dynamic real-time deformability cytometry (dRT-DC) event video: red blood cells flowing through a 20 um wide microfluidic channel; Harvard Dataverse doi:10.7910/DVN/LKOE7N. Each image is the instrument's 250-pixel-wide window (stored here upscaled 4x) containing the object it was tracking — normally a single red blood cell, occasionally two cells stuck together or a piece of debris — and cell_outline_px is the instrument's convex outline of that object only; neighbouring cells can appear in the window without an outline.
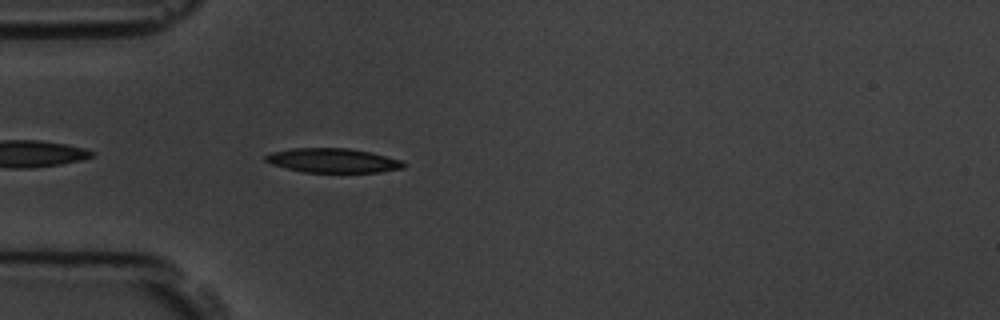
{"species": "common noctule bat (a hibernating species)", "species_latin": "Nyctalus noctula", "temperature_condition": "room temperature", "stored_images_in_passage": 4, "camera_frame_rate_fps": 3000, "um_per_image_px": 0.085, "animal": {"sex": "male", "body_mass_g": 19.5, "forearm_length_mm": 54.6}, "frame": {"image": 1, "passage_image": 4, "time_ms": 3.333, "image_size_px": [1000, 320], "cell_outline_px": [[408, 164], [404, 168], [380, 172], [304, 172], [272, 164], [264, 160], [264, 156], [272, 152], [292, 148], [348, 148], [368, 152], [404, 160]], "centroid_in_image_um": [28.34, 13.64], "position_along_channel_um": 56.7, "area_um2": 19.54}}